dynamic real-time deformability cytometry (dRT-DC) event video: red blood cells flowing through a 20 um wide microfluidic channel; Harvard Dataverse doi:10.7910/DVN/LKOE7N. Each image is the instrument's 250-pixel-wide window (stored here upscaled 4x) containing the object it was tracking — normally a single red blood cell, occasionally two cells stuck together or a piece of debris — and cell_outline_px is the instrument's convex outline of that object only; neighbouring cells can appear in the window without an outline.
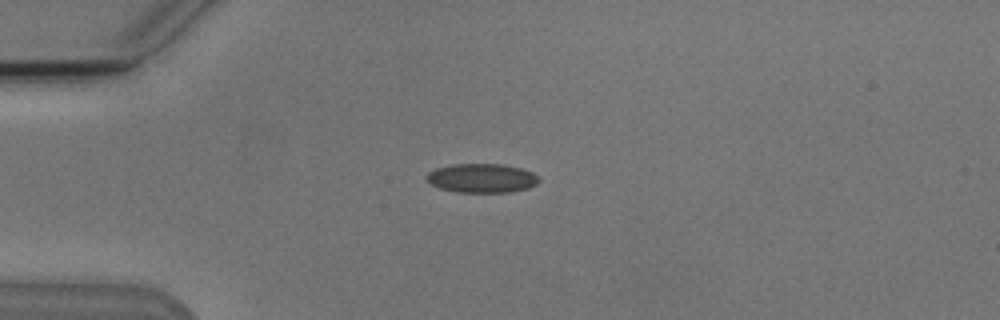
{"species": "Egyptian fruit bat (a non-hibernating species)", "species_latin": "Rousettus aegyptiacus", "temperature_condition": "cold", "stored_images_in_passage": 7, "camera_frame_rate_fps": 3000, "um_per_image_px": 0.085, "animal": {"sex": "male"}, "frame": {"image": 1, "passage_image": 3, "time_ms": 2.333, "image_size_px": [1000, 320], "cell_outline_px": [[540, 180], [536, 184], [528, 188], [512, 192], [456, 192], [440, 188], [424, 180], [424, 176], [428, 172], [436, 168], [452, 164], [504, 164], [520, 168], [532, 172]], "centroid_in_image_um": [40.91, 15.14], "position_along_channel_um": 44.1, "area_um2": 19.13}}
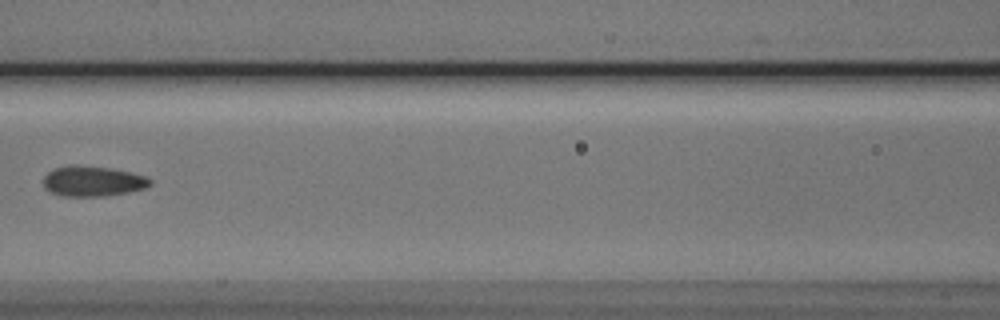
{"frame": {"image": 2, "passage_image": 6, "time_ms": 6.0, "image_size_px": [1000, 320], "cell_outline_px": [[152, 184], [144, 188], [128, 192], [104, 196], [64, 196], [52, 192], [44, 188], [44, 176], [48, 172], [56, 168], [72, 164], [76, 164], [108, 168], [128, 172], [144, 176], [152, 180]], "centroid_in_image_um": [7.86, 15.4], "position_along_channel_um": 158.7, "area_um2": 18.67}}
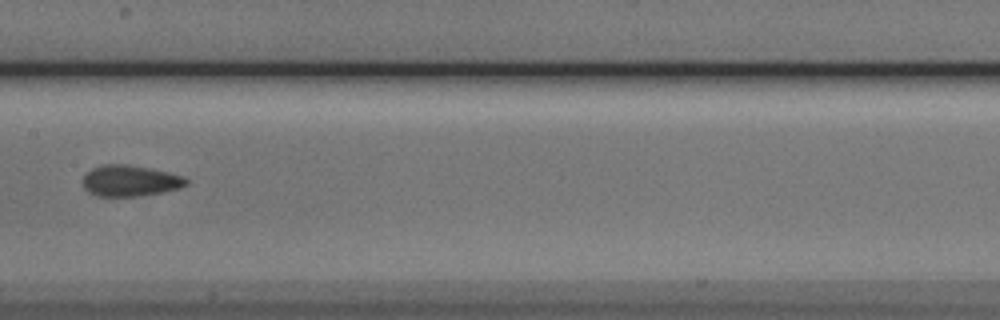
{"frame": {"image": 3, "passage_image": 7, "time_ms": 7.0, "image_size_px": [1000, 320], "cell_outline_px": [[188, 184], [180, 188], [160, 192], [132, 196], [96, 196], [88, 192], [84, 188], [84, 176], [92, 168], [104, 164], [124, 164], [148, 168], [168, 172], [184, 176], [188, 180]], "centroid_in_image_um": [11.06, 15.36], "position_along_channel_um": 196.3, "area_um2": 18.5}}